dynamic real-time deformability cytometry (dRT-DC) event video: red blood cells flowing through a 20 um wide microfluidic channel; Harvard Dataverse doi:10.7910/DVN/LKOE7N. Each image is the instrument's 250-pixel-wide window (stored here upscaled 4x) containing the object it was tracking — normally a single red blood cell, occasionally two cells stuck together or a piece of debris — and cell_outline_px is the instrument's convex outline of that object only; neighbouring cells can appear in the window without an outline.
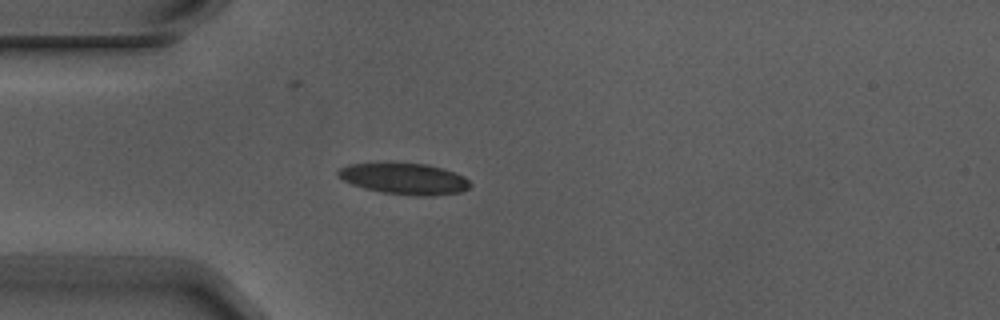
{"species": "Egyptian fruit bat (a non-hibernating species)", "species_latin": "Rousettus aegyptiacus", "temperature_condition": "warm", "stored_images_in_passage": 4, "camera_frame_rate_fps": 3000, "um_per_image_px": 0.085, "animal": {"sex": "male"}, "frame": {"image": 1, "passage_image": 2, "time_ms": 0.333, "image_size_px": [1000, 320], "cell_outline_px": [[472, 184], [468, 188], [460, 192], [432, 196], [416, 196], [384, 192], [364, 188], [352, 184], [336, 176], [336, 172], [340, 168], [348, 164], [428, 164], [444, 168], [464, 176]], "centroid_in_image_um": [34.4, 15.2], "position_along_channel_um": 50.6, "area_um2": 23.76}}